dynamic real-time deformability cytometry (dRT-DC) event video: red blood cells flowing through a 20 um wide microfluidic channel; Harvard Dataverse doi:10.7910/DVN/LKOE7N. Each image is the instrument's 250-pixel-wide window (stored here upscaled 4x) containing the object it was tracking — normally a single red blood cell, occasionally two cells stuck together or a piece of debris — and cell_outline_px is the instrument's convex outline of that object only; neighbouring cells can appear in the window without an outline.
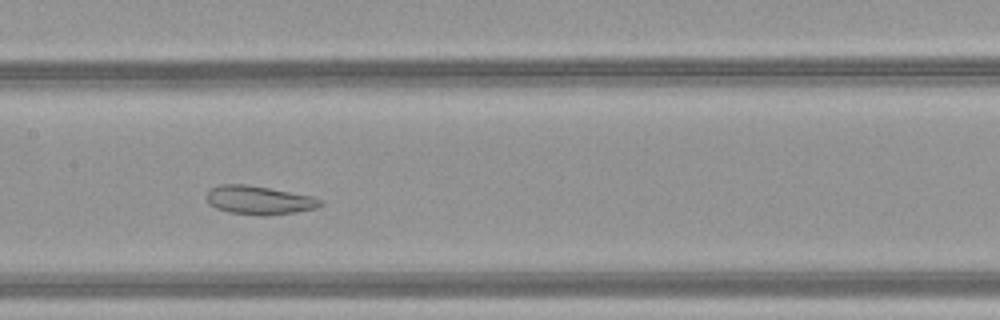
{"species": "common noctule bat (a hibernating species)", "species_latin": "Nyctalus noctula", "temperature_condition": "warm", "stored_images_in_passage": 41, "camera_frame_rate_fps": 3000, "um_per_image_px": 0.085, "animal": {"sex": "female", "body_mass_g": 21.9}, "frame": {"image": 1, "passage_image": 17, "time_ms": 5.333, "image_size_px": [1000, 320], "cell_outline_px": [[324, 204], [316, 208], [268, 216], [260, 216], [228, 212], [216, 208], [208, 204], [204, 196], [212, 188], [220, 184], [244, 184], [268, 188], [312, 196], [320, 200]], "centroid_in_image_um": [21.96, 17.02], "position_along_channel_um": 185.4, "area_um2": 18.96}}
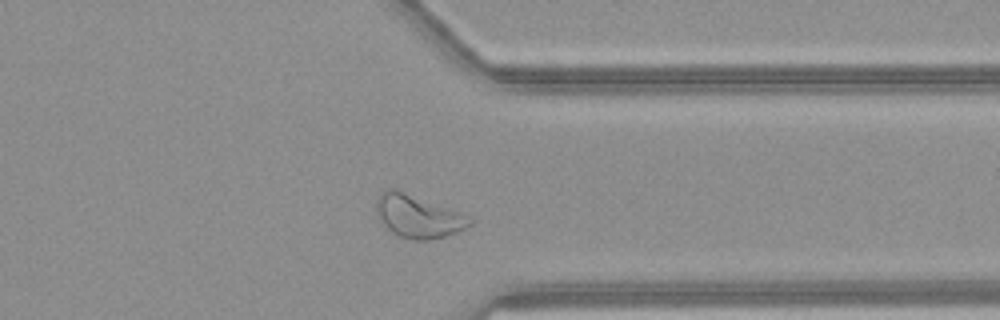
{"frame": {"image": 2, "passage_image": 31, "time_ms": 10.0, "image_size_px": [1000, 320], "cell_outline_px": [[472, 224], [456, 232], [444, 236], [428, 240], [412, 240], [400, 236], [392, 232], [384, 224], [376, 212], [376, 200], [380, 192], [388, 188], [400, 188], [468, 216], [472, 220]], "centroid_in_image_um": [35.49, 18.34], "position_along_channel_um": 375.9, "area_um2": 23.35}}
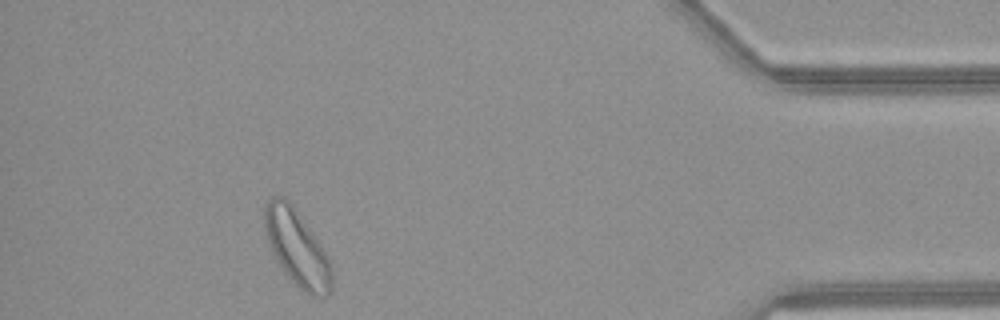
{"frame": {"image": 3, "passage_image": 37, "time_ms": 12.0, "image_size_px": [1000, 320], "cell_outline_px": [[332, 292], [328, 296], [312, 296], [304, 292], [284, 272], [272, 252], [264, 228], [264, 208], [268, 200], [272, 196], [284, 196], [320, 244], [332, 268]], "centroid_in_image_um": [25.24, 21.11], "position_along_channel_um": 410.0, "area_um2": 29.02}, "authors_computed_cell_mechanics": {"area_um2": 23.3512, "velocity_mm_per_s": 4.1199, "shape_relaxation_time_tau1_ms": null, "shape_relaxation_time_tau2_ms": 1.9109, "deformation_change_tau1": null, "deformation_change_tau2": 0.0821}}